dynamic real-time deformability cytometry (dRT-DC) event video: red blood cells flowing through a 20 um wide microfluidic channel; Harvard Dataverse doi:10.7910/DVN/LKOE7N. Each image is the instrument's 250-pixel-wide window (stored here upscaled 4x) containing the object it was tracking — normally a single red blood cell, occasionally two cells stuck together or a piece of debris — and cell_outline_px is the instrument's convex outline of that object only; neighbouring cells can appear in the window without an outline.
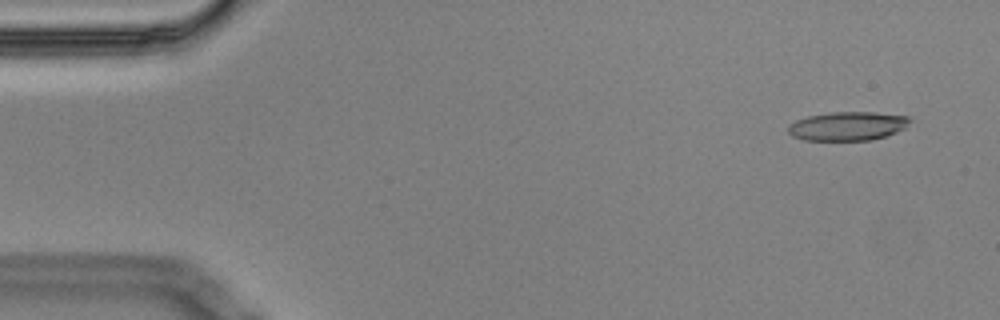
{"species": "Egyptian fruit bat (a non-hibernating species)", "species_latin": "Rousettus aegyptiacus", "temperature_condition": "cold", "stored_images_in_passage": 5, "camera_frame_rate_fps": 3000, "um_per_image_px": 0.085, "animal": {"sex": "male"}, "frame": {"image": 1, "passage_image": 1, "time_ms": 0.0, "image_size_px": [1000, 320], "cell_outline_px": [[912, 120], [904, 128], [888, 136], [872, 140], [804, 140], [792, 136], [788, 132], [788, 124], [796, 120], [808, 116], [832, 112], [876, 112], [912, 116]], "centroid_in_image_um": [72.08, 10.71], "position_along_channel_um": 12.9, "area_um2": 20.69}}
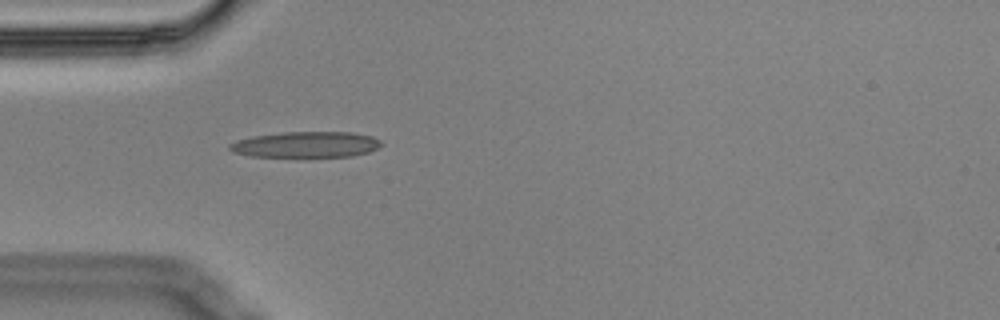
{"frame": {"image": 2, "passage_image": 5, "time_ms": 1.333, "image_size_px": [1000, 320], "cell_outline_px": [[384, 144], [368, 152], [352, 156], [248, 156], [232, 152], [228, 148], [228, 144], [236, 140], [252, 136], [284, 132], [352, 132], [372, 136], [380, 140]], "centroid_in_image_um": [25.98, 12.28], "position_along_channel_um": 59.0, "area_um2": 22.83}}